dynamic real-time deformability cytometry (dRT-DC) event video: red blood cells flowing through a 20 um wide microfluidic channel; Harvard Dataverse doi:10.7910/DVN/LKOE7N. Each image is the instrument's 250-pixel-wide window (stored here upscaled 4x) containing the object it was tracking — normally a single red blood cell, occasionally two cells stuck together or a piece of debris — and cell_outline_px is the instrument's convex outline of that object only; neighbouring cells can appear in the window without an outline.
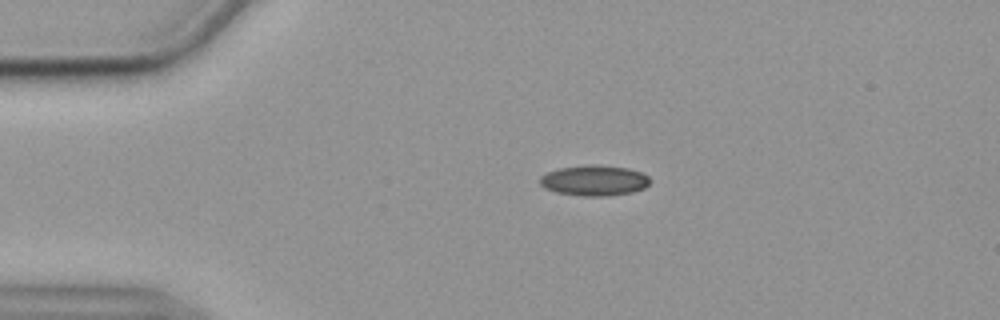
{"species": "common noctule bat (a hibernating species)", "species_latin": "Nyctalus noctula", "temperature_condition": "cold", "stored_images_in_passage": 45, "camera_frame_rate_fps": 3000, "um_per_image_px": 0.085, "animal": {"sex": "female", "body_mass_g": 19.9}, "frame": {"image": 1, "passage_image": 1, "time_ms": 0.0, "image_size_px": [1000, 320], "cell_outline_px": [[648, 184], [644, 188], [632, 192], [608, 196], [580, 196], [556, 192], [544, 188], [540, 184], [540, 176], [548, 172], [560, 168], [592, 164], [596, 164], [628, 168], [640, 172], [648, 176]], "centroid_in_image_um": [50.49, 15.34], "position_along_channel_um": 34.5, "area_um2": 19.54}}
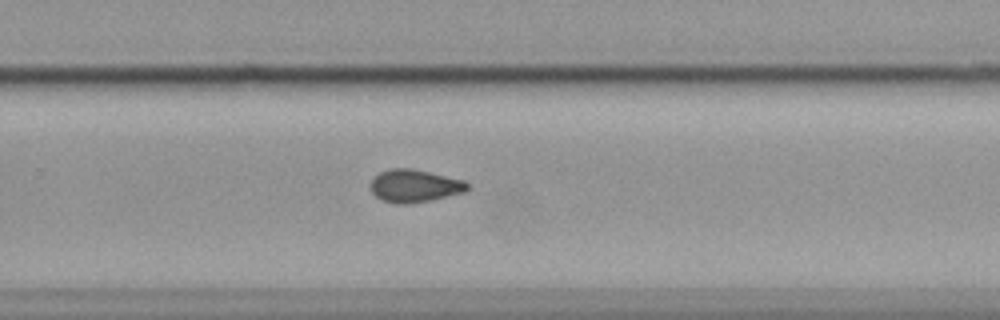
{"frame": {"image": 2, "passage_image": 26, "time_ms": 8.333, "image_size_px": [1000, 320], "cell_outline_px": [[468, 188], [464, 192], [432, 200], [408, 204], [396, 204], [380, 200], [372, 192], [368, 184], [372, 176], [380, 172], [392, 168], [412, 168], [464, 180], [468, 184]], "centroid_in_image_um": [35.17, 15.8], "position_along_channel_um": 294.6, "area_um2": 18.73}}
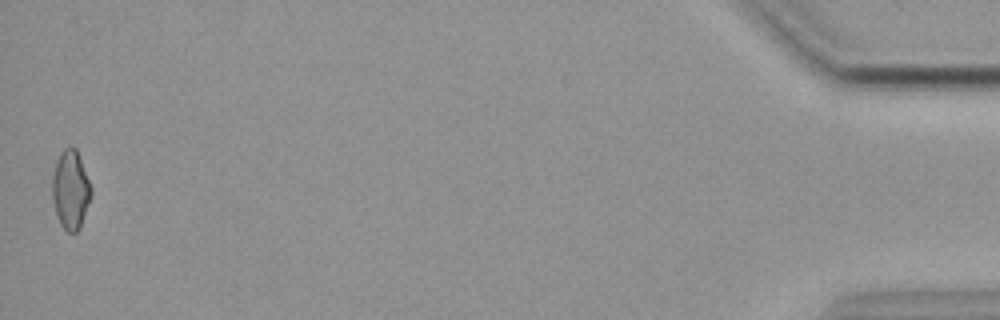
{"frame": {"image": 3, "passage_image": 45, "time_ms": 14.667, "image_size_px": [1000, 320], "cell_outline_px": [[92, 196], [80, 228], [76, 232], [68, 232], [60, 224], [56, 212], [52, 196], [52, 176], [56, 160], [60, 152], [64, 148], [72, 144], [76, 148], [92, 188]], "centroid_in_image_um": [6.0, 16.1], "position_along_channel_um": 429.2, "area_um2": 18.03}, "authors_computed_cell_mechanics": {"area_um2": 18.496, "velocity_mm_per_s": 3.5875, "shape_relaxation_time_tau1_ms": null, "shape_relaxation_time_tau2_ms": 2.2485, "deformation_change_tau1": null, "deformation_change_tau2": 0.0632}}